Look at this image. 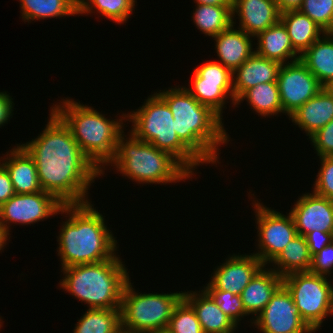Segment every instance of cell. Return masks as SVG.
I'll use <instances>...</instances> for the list:
<instances>
[{
	"mask_svg": "<svg viewBox=\"0 0 333 333\" xmlns=\"http://www.w3.org/2000/svg\"><path fill=\"white\" fill-rule=\"evenodd\" d=\"M15 194L10 175L0 163V206Z\"/></svg>",
	"mask_w": 333,
	"mask_h": 333,
	"instance_id": "ab89813d",
	"label": "cell"
},
{
	"mask_svg": "<svg viewBox=\"0 0 333 333\" xmlns=\"http://www.w3.org/2000/svg\"><path fill=\"white\" fill-rule=\"evenodd\" d=\"M319 161L321 167L312 192L333 201V156L319 157Z\"/></svg>",
	"mask_w": 333,
	"mask_h": 333,
	"instance_id": "d590c367",
	"label": "cell"
},
{
	"mask_svg": "<svg viewBox=\"0 0 333 333\" xmlns=\"http://www.w3.org/2000/svg\"><path fill=\"white\" fill-rule=\"evenodd\" d=\"M132 284L129 280L122 294L121 326L136 333L166 330L184 292L137 293Z\"/></svg>",
	"mask_w": 333,
	"mask_h": 333,
	"instance_id": "ba28073f",
	"label": "cell"
},
{
	"mask_svg": "<svg viewBox=\"0 0 333 333\" xmlns=\"http://www.w3.org/2000/svg\"><path fill=\"white\" fill-rule=\"evenodd\" d=\"M311 272H294L283 277L301 318L314 331L331 315L333 280ZM329 315V316H328Z\"/></svg>",
	"mask_w": 333,
	"mask_h": 333,
	"instance_id": "9c48e42d",
	"label": "cell"
},
{
	"mask_svg": "<svg viewBox=\"0 0 333 333\" xmlns=\"http://www.w3.org/2000/svg\"><path fill=\"white\" fill-rule=\"evenodd\" d=\"M73 333H114L121 326L120 309H86Z\"/></svg>",
	"mask_w": 333,
	"mask_h": 333,
	"instance_id": "1f68e13d",
	"label": "cell"
},
{
	"mask_svg": "<svg viewBox=\"0 0 333 333\" xmlns=\"http://www.w3.org/2000/svg\"><path fill=\"white\" fill-rule=\"evenodd\" d=\"M232 14L233 21L239 19L237 28L253 37L278 23L281 16L275 0H233Z\"/></svg>",
	"mask_w": 333,
	"mask_h": 333,
	"instance_id": "e0dca14e",
	"label": "cell"
},
{
	"mask_svg": "<svg viewBox=\"0 0 333 333\" xmlns=\"http://www.w3.org/2000/svg\"><path fill=\"white\" fill-rule=\"evenodd\" d=\"M169 106L179 139L205 164H220V146L229 143L224 123L211 108L200 104L185 86L156 92Z\"/></svg>",
	"mask_w": 333,
	"mask_h": 333,
	"instance_id": "3957f363",
	"label": "cell"
},
{
	"mask_svg": "<svg viewBox=\"0 0 333 333\" xmlns=\"http://www.w3.org/2000/svg\"><path fill=\"white\" fill-rule=\"evenodd\" d=\"M136 0H78V14L99 13L101 16L110 19L119 25L132 15Z\"/></svg>",
	"mask_w": 333,
	"mask_h": 333,
	"instance_id": "4dcf8cb0",
	"label": "cell"
},
{
	"mask_svg": "<svg viewBox=\"0 0 333 333\" xmlns=\"http://www.w3.org/2000/svg\"><path fill=\"white\" fill-rule=\"evenodd\" d=\"M325 88L333 95V80Z\"/></svg>",
	"mask_w": 333,
	"mask_h": 333,
	"instance_id": "bcb514c9",
	"label": "cell"
},
{
	"mask_svg": "<svg viewBox=\"0 0 333 333\" xmlns=\"http://www.w3.org/2000/svg\"><path fill=\"white\" fill-rule=\"evenodd\" d=\"M166 331L168 333H203L195 310L184 298L174 309Z\"/></svg>",
	"mask_w": 333,
	"mask_h": 333,
	"instance_id": "d6a6232c",
	"label": "cell"
},
{
	"mask_svg": "<svg viewBox=\"0 0 333 333\" xmlns=\"http://www.w3.org/2000/svg\"><path fill=\"white\" fill-rule=\"evenodd\" d=\"M250 322L262 333H315L301 318L292 295L283 284Z\"/></svg>",
	"mask_w": 333,
	"mask_h": 333,
	"instance_id": "4fadbf2b",
	"label": "cell"
},
{
	"mask_svg": "<svg viewBox=\"0 0 333 333\" xmlns=\"http://www.w3.org/2000/svg\"><path fill=\"white\" fill-rule=\"evenodd\" d=\"M254 39L257 40L255 53L261 57L281 64L300 59L301 55L293 48L287 29L281 21L260 32Z\"/></svg>",
	"mask_w": 333,
	"mask_h": 333,
	"instance_id": "cb8c5ba5",
	"label": "cell"
},
{
	"mask_svg": "<svg viewBox=\"0 0 333 333\" xmlns=\"http://www.w3.org/2000/svg\"><path fill=\"white\" fill-rule=\"evenodd\" d=\"M12 100L10 93L7 94L6 91L0 92V127L8 123L14 115L13 109L15 104Z\"/></svg>",
	"mask_w": 333,
	"mask_h": 333,
	"instance_id": "60d3db41",
	"label": "cell"
},
{
	"mask_svg": "<svg viewBox=\"0 0 333 333\" xmlns=\"http://www.w3.org/2000/svg\"><path fill=\"white\" fill-rule=\"evenodd\" d=\"M123 132L108 167L139 184H169L192 179V174L171 154Z\"/></svg>",
	"mask_w": 333,
	"mask_h": 333,
	"instance_id": "8992f818",
	"label": "cell"
},
{
	"mask_svg": "<svg viewBox=\"0 0 333 333\" xmlns=\"http://www.w3.org/2000/svg\"><path fill=\"white\" fill-rule=\"evenodd\" d=\"M50 108L68 126L80 149L104 176L105 166L113 159L119 136L124 132L126 113L117 117L120 119L111 120L106 114L70 97L62 98Z\"/></svg>",
	"mask_w": 333,
	"mask_h": 333,
	"instance_id": "277c9868",
	"label": "cell"
},
{
	"mask_svg": "<svg viewBox=\"0 0 333 333\" xmlns=\"http://www.w3.org/2000/svg\"><path fill=\"white\" fill-rule=\"evenodd\" d=\"M236 21L226 30L213 37L215 50L223 64L231 72L241 66L255 53L253 48V36L239 28H235ZM235 28V29H234ZM238 29V30H237ZM252 37V38H251Z\"/></svg>",
	"mask_w": 333,
	"mask_h": 333,
	"instance_id": "ffe728a7",
	"label": "cell"
},
{
	"mask_svg": "<svg viewBox=\"0 0 333 333\" xmlns=\"http://www.w3.org/2000/svg\"><path fill=\"white\" fill-rule=\"evenodd\" d=\"M299 197L289 212L294 220L297 233L301 236L314 230L332 233L333 201L314 192L303 193Z\"/></svg>",
	"mask_w": 333,
	"mask_h": 333,
	"instance_id": "2e32d148",
	"label": "cell"
},
{
	"mask_svg": "<svg viewBox=\"0 0 333 333\" xmlns=\"http://www.w3.org/2000/svg\"><path fill=\"white\" fill-rule=\"evenodd\" d=\"M118 252L98 263L62 268L60 289L85 303L88 309H120L124 288L130 280Z\"/></svg>",
	"mask_w": 333,
	"mask_h": 333,
	"instance_id": "5b68a950",
	"label": "cell"
},
{
	"mask_svg": "<svg viewBox=\"0 0 333 333\" xmlns=\"http://www.w3.org/2000/svg\"><path fill=\"white\" fill-rule=\"evenodd\" d=\"M9 235L5 232V230L3 229V226L0 224V251L4 249V246H6L9 242ZM8 241V242H7Z\"/></svg>",
	"mask_w": 333,
	"mask_h": 333,
	"instance_id": "ee69618b",
	"label": "cell"
},
{
	"mask_svg": "<svg viewBox=\"0 0 333 333\" xmlns=\"http://www.w3.org/2000/svg\"><path fill=\"white\" fill-rule=\"evenodd\" d=\"M253 201L251 204L255 212V223L258 225L255 228L258 233L256 241L259 250L252 254L256 255L264 265L269 266L298 233L290 213L284 215L273 210L260 203L256 197Z\"/></svg>",
	"mask_w": 333,
	"mask_h": 333,
	"instance_id": "30bf717a",
	"label": "cell"
},
{
	"mask_svg": "<svg viewBox=\"0 0 333 333\" xmlns=\"http://www.w3.org/2000/svg\"><path fill=\"white\" fill-rule=\"evenodd\" d=\"M215 301L216 305L236 324L245 316H249L243 307L241 295L222 290H205Z\"/></svg>",
	"mask_w": 333,
	"mask_h": 333,
	"instance_id": "e575fe53",
	"label": "cell"
},
{
	"mask_svg": "<svg viewBox=\"0 0 333 333\" xmlns=\"http://www.w3.org/2000/svg\"><path fill=\"white\" fill-rule=\"evenodd\" d=\"M192 87L185 89L200 103L211 108L221 118L228 100L235 105L232 72L219 61H206L193 70ZM227 100V101H226Z\"/></svg>",
	"mask_w": 333,
	"mask_h": 333,
	"instance_id": "8fae6325",
	"label": "cell"
},
{
	"mask_svg": "<svg viewBox=\"0 0 333 333\" xmlns=\"http://www.w3.org/2000/svg\"><path fill=\"white\" fill-rule=\"evenodd\" d=\"M3 321H2V317H0V329H1V327H2V325H3Z\"/></svg>",
	"mask_w": 333,
	"mask_h": 333,
	"instance_id": "c3c4849f",
	"label": "cell"
},
{
	"mask_svg": "<svg viewBox=\"0 0 333 333\" xmlns=\"http://www.w3.org/2000/svg\"><path fill=\"white\" fill-rule=\"evenodd\" d=\"M300 60L325 87L333 80V33H324L301 56Z\"/></svg>",
	"mask_w": 333,
	"mask_h": 333,
	"instance_id": "d4e9b609",
	"label": "cell"
},
{
	"mask_svg": "<svg viewBox=\"0 0 333 333\" xmlns=\"http://www.w3.org/2000/svg\"><path fill=\"white\" fill-rule=\"evenodd\" d=\"M0 158V163L10 175L15 194H32L43 191L34 159L20 145L14 146ZM2 159V160H1ZM2 161V162H1Z\"/></svg>",
	"mask_w": 333,
	"mask_h": 333,
	"instance_id": "d6986e66",
	"label": "cell"
},
{
	"mask_svg": "<svg viewBox=\"0 0 333 333\" xmlns=\"http://www.w3.org/2000/svg\"><path fill=\"white\" fill-rule=\"evenodd\" d=\"M264 265L241 293V300L245 312L255 315L265 308L275 291L283 284L281 277L271 267Z\"/></svg>",
	"mask_w": 333,
	"mask_h": 333,
	"instance_id": "603a6c76",
	"label": "cell"
},
{
	"mask_svg": "<svg viewBox=\"0 0 333 333\" xmlns=\"http://www.w3.org/2000/svg\"><path fill=\"white\" fill-rule=\"evenodd\" d=\"M294 125L311 137L333 120V95L323 87L314 97L303 104L289 118Z\"/></svg>",
	"mask_w": 333,
	"mask_h": 333,
	"instance_id": "7402d4cb",
	"label": "cell"
},
{
	"mask_svg": "<svg viewBox=\"0 0 333 333\" xmlns=\"http://www.w3.org/2000/svg\"><path fill=\"white\" fill-rule=\"evenodd\" d=\"M312 256L309 252L305 236L297 235L292 239L270 263L271 269L281 277L294 272H309Z\"/></svg>",
	"mask_w": 333,
	"mask_h": 333,
	"instance_id": "4316f807",
	"label": "cell"
},
{
	"mask_svg": "<svg viewBox=\"0 0 333 333\" xmlns=\"http://www.w3.org/2000/svg\"><path fill=\"white\" fill-rule=\"evenodd\" d=\"M114 333H136V332L120 326Z\"/></svg>",
	"mask_w": 333,
	"mask_h": 333,
	"instance_id": "f6af8a7d",
	"label": "cell"
},
{
	"mask_svg": "<svg viewBox=\"0 0 333 333\" xmlns=\"http://www.w3.org/2000/svg\"><path fill=\"white\" fill-rule=\"evenodd\" d=\"M143 103L136 111L126 113V121L132 123L130 132L171 154L194 176V170L204 163L179 139L167 103L155 92Z\"/></svg>",
	"mask_w": 333,
	"mask_h": 333,
	"instance_id": "52a82bcc",
	"label": "cell"
},
{
	"mask_svg": "<svg viewBox=\"0 0 333 333\" xmlns=\"http://www.w3.org/2000/svg\"><path fill=\"white\" fill-rule=\"evenodd\" d=\"M65 214L57 236L61 269L111 259L118 250L116 237L105 223V216L91 202L63 205Z\"/></svg>",
	"mask_w": 333,
	"mask_h": 333,
	"instance_id": "7a4b0ae2",
	"label": "cell"
},
{
	"mask_svg": "<svg viewBox=\"0 0 333 333\" xmlns=\"http://www.w3.org/2000/svg\"><path fill=\"white\" fill-rule=\"evenodd\" d=\"M21 16L25 22L78 16V0H19Z\"/></svg>",
	"mask_w": 333,
	"mask_h": 333,
	"instance_id": "83f0119b",
	"label": "cell"
},
{
	"mask_svg": "<svg viewBox=\"0 0 333 333\" xmlns=\"http://www.w3.org/2000/svg\"><path fill=\"white\" fill-rule=\"evenodd\" d=\"M246 100L258 116L270 117L283 113L277 82L262 83L248 89L236 102L238 107Z\"/></svg>",
	"mask_w": 333,
	"mask_h": 333,
	"instance_id": "f1b7e54d",
	"label": "cell"
},
{
	"mask_svg": "<svg viewBox=\"0 0 333 333\" xmlns=\"http://www.w3.org/2000/svg\"><path fill=\"white\" fill-rule=\"evenodd\" d=\"M194 3L201 5L233 6V0H194Z\"/></svg>",
	"mask_w": 333,
	"mask_h": 333,
	"instance_id": "7bdbcfd3",
	"label": "cell"
},
{
	"mask_svg": "<svg viewBox=\"0 0 333 333\" xmlns=\"http://www.w3.org/2000/svg\"><path fill=\"white\" fill-rule=\"evenodd\" d=\"M63 204L45 191L32 194H14L0 206V224L10 236L11 225H33L59 214ZM12 223V224H11Z\"/></svg>",
	"mask_w": 333,
	"mask_h": 333,
	"instance_id": "7c38bea8",
	"label": "cell"
},
{
	"mask_svg": "<svg viewBox=\"0 0 333 333\" xmlns=\"http://www.w3.org/2000/svg\"><path fill=\"white\" fill-rule=\"evenodd\" d=\"M147 333H168V332L166 330H162V331L147 332Z\"/></svg>",
	"mask_w": 333,
	"mask_h": 333,
	"instance_id": "7dc6e473",
	"label": "cell"
},
{
	"mask_svg": "<svg viewBox=\"0 0 333 333\" xmlns=\"http://www.w3.org/2000/svg\"><path fill=\"white\" fill-rule=\"evenodd\" d=\"M184 299L195 310L203 333H235L238 326L216 305L204 289L185 291Z\"/></svg>",
	"mask_w": 333,
	"mask_h": 333,
	"instance_id": "44dd1931",
	"label": "cell"
},
{
	"mask_svg": "<svg viewBox=\"0 0 333 333\" xmlns=\"http://www.w3.org/2000/svg\"><path fill=\"white\" fill-rule=\"evenodd\" d=\"M280 21L287 29L293 48L302 55L325 32L299 10L281 14Z\"/></svg>",
	"mask_w": 333,
	"mask_h": 333,
	"instance_id": "484cf974",
	"label": "cell"
},
{
	"mask_svg": "<svg viewBox=\"0 0 333 333\" xmlns=\"http://www.w3.org/2000/svg\"><path fill=\"white\" fill-rule=\"evenodd\" d=\"M311 256L332 243V233L314 230L305 235Z\"/></svg>",
	"mask_w": 333,
	"mask_h": 333,
	"instance_id": "f35d334b",
	"label": "cell"
},
{
	"mask_svg": "<svg viewBox=\"0 0 333 333\" xmlns=\"http://www.w3.org/2000/svg\"><path fill=\"white\" fill-rule=\"evenodd\" d=\"M283 114L290 117L323 88L318 79L299 59L282 64L277 78Z\"/></svg>",
	"mask_w": 333,
	"mask_h": 333,
	"instance_id": "5bb4252c",
	"label": "cell"
},
{
	"mask_svg": "<svg viewBox=\"0 0 333 333\" xmlns=\"http://www.w3.org/2000/svg\"><path fill=\"white\" fill-rule=\"evenodd\" d=\"M307 139H310L317 156H333V120Z\"/></svg>",
	"mask_w": 333,
	"mask_h": 333,
	"instance_id": "8d00e7d4",
	"label": "cell"
},
{
	"mask_svg": "<svg viewBox=\"0 0 333 333\" xmlns=\"http://www.w3.org/2000/svg\"><path fill=\"white\" fill-rule=\"evenodd\" d=\"M228 258V259H227ZM225 262L214 269L211 281L204 286V290L229 291L241 295L257 272L264 266L254 254H233Z\"/></svg>",
	"mask_w": 333,
	"mask_h": 333,
	"instance_id": "9a60e30c",
	"label": "cell"
},
{
	"mask_svg": "<svg viewBox=\"0 0 333 333\" xmlns=\"http://www.w3.org/2000/svg\"><path fill=\"white\" fill-rule=\"evenodd\" d=\"M196 5L191 17L197 29L206 36L213 38L233 24V6Z\"/></svg>",
	"mask_w": 333,
	"mask_h": 333,
	"instance_id": "f546056e",
	"label": "cell"
},
{
	"mask_svg": "<svg viewBox=\"0 0 333 333\" xmlns=\"http://www.w3.org/2000/svg\"><path fill=\"white\" fill-rule=\"evenodd\" d=\"M333 315V300H332V312H331V316Z\"/></svg>",
	"mask_w": 333,
	"mask_h": 333,
	"instance_id": "681fc988",
	"label": "cell"
},
{
	"mask_svg": "<svg viewBox=\"0 0 333 333\" xmlns=\"http://www.w3.org/2000/svg\"><path fill=\"white\" fill-rule=\"evenodd\" d=\"M281 65L278 61L254 53L232 72L234 101L258 84L276 82Z\"/></svg>",
	"mask_w": 333,
	"mask_h": 333,
	"instance_id": "ac0fdd59",
	"label": "cell"
},
{
	"mask_svg": "<svg viewBox=\"0 0 333 333\" xmlns=\"http://www.w3.org/2000/svg\"><path fill=\"white\" fill-rule=\"evenodd\" d=\"M299 11L310 17L325 33H333V0H303Z\"/></svg>",
	"mask_w": 333,
	"mask_h": 333,
	"instance_id": "836d02e7",
	"label": "cell"
},
{
	"mask_svg": "<svg viewBox=\"0 0 333 333\" xmlns=\"http://www.w3.org/2000/svg\"><path fill=\"white\" fill-rule=\"evenodd\" d=\"M50 111L42 133L20 145L34 159L43 191L63 205L92 202L88 190L101 171L80 149L68 126Z\"/></svg>",
	"mask_w": 333,
	"mask_h": 333,
	"instance_id": "6da1fadb",
	"label": "cell"
},
{
	"mask_svg": "<svg viewBox=\"0 0 333 333\" xmlns=\"http://www.w3.org/2000/svg\"><path fill=\"white\" fill-rule=\"evenodd\" d=\"M333 243L322 248L312 256L311 273L330 276L333 273Z\"/></svg>",
	"mask_w": 333,
	"mask_h": 333,
	"instance_id": "74e56055",
	"label": "cell"
},
{
	"mask_svg": "<svg viewBox=\"0 0 333 333\" xmlns=\"http://www.w3.org/2000/svg\"><path fill=\"white\" fill-rule=\"evenodd\" d=\"M280 13L299 10L303 0H275Z\"/></svg>",
	"mask_w": 333,
	"mask_h": 333,
	"instance_id": "b9f144b4",
	"label": "cell"
}]
</instances>
